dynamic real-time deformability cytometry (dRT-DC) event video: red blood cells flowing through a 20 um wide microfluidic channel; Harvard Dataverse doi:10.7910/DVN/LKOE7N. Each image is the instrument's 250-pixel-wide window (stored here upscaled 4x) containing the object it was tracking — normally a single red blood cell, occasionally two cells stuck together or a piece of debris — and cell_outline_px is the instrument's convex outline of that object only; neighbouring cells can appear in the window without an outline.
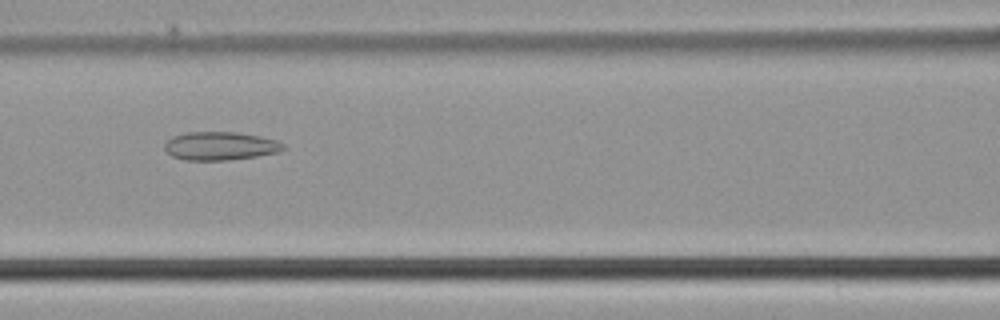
{"species": "common noctule bat (a hibernating species)", "species_latin": "Nyctalus noctula", "temperature_condition": "cold", "stored_images_in_passage": 47, "camera_frame_rate_fps": 3000, "um_per_image_px": 0.085, "animal": {"sex": "male", "body_mass_g": 21.5, "forearm_length_mm": 52.0}, "frame": {"image": 1, "passage_image": 22, "time_ms": 7.0, "image_size_px": [1000, 320], "cell_outline_px": [[284, 148], [280, 152], [256, 156], [228, 160], [184, 160], [172, 156], [164, 148], [164, 144], [172, 136], [188, 132], [236, 132], [260, 136], [276, 140], [284, 144]], "centroid_in_image_um": [18.71, 12.4], "position_along_channel_um": 147.9, "area_um2": 19.59}}
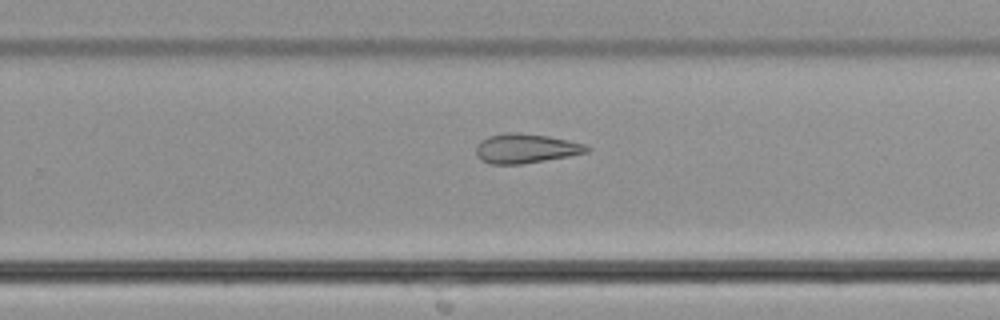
{"frame": {"image": 2, "passage_image": 32, "time_ms": 10.333, "image_size_px": [1000, 320], "cell_outline_px": [[592, 148], [588, 152], [568, 156], [520, 164], [488, 164], [480, 160], [476, 156], [476, 144], [480, 140], [488, 136], [504, 132], [516, 132], [548, 136], [568, 140], [584, 144]], "centroid_in_image_um": [44.64, 12.61], "position_along_channel_um": 285.2, "area_um2": 19.13}}
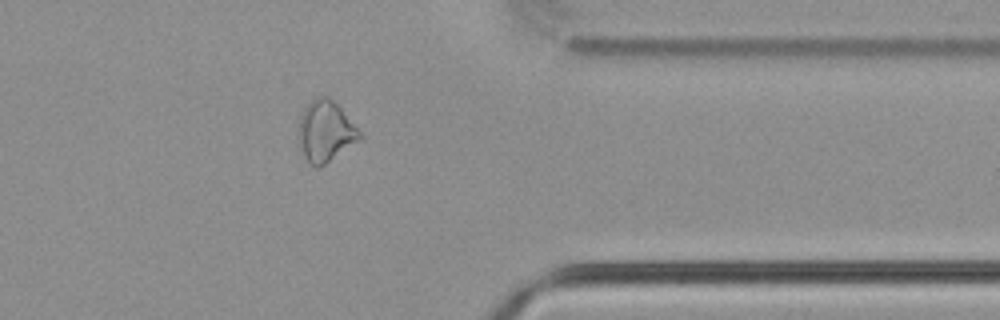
{"frame": {"image": 3, "passage_image": 40, "time_ms": 13.0, "image_size_px": [1000, 320], "cell_outline_px": [[364, 136], [360, 140], [324, 164], [316, 168], [308, 160], [296, 136], [300, 116], [304, 108], [316, 96], [328, 96], [340, 108]], "centroid_in_image_um": [27.65, 11.14], "position_along_channel_um": 383.7, "area_um2": 21.39}}